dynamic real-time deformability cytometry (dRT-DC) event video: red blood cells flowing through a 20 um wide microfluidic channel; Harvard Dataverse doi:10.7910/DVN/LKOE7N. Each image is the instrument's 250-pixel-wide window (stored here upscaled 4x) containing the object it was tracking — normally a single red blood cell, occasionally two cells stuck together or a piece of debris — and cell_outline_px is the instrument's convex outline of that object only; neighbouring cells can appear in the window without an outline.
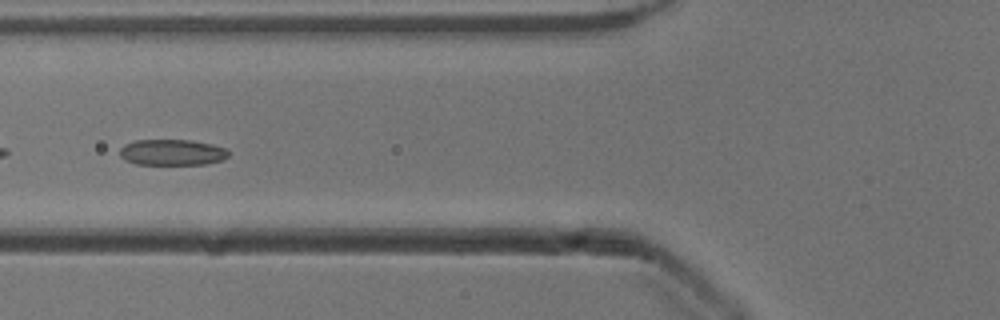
{"species": "common noctule bat (a hibernating species)", "species_latin": "Nyctalus noctula", "temperature_condition": "cold", "stored_images_in_passage": 35, "camera_frame_rate_fps": 3000, "um_per_image_px": 0.085, "animal": {"sex": "male", "body_mass_g": 13.3}, "frame": {"image": 1, "passage_image": 20, "time_ms": 6.333, "image_size_px": [1000, 320], "cell_outline_px": [[228, 156], [224, 160], [204, 164], [136, 164], [124, 160], [120, 156], [120, 148], [124, 144], [136, 140], [192, 140], [212, 144], [228, 148]], "centroid_in_image_um": [14.64, 12.94], "position_along_channel_um": 111.2, "area_um2": 16.59}}